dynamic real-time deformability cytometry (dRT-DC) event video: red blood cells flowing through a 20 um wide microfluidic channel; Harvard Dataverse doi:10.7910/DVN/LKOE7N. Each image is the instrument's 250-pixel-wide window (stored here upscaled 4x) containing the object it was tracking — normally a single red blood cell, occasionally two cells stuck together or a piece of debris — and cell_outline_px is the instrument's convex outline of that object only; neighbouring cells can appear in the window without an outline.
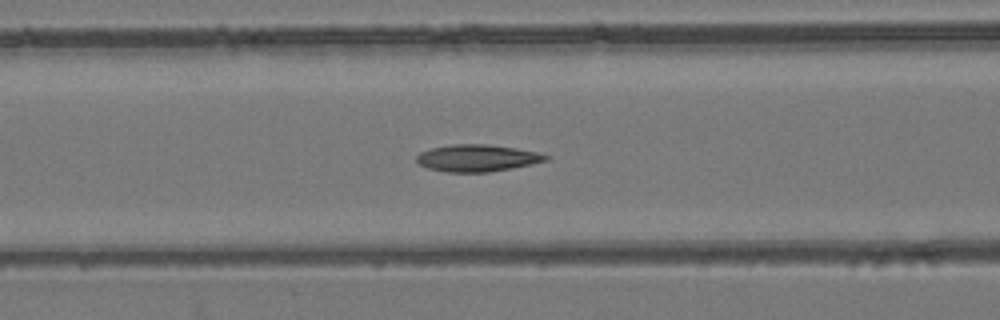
{"species": "common noctule bat (a hibernating species)", "species_latin": "Nyctalus noctula", "temperature_condition": "room temperature", "stored_images_in_passage": 52, "camera_frame_rate_fps": 3000, "um_per_image_px": 0.085, "animal": {"sex": "female", "body_mass_g": 24.6, "forearm_length_mm": 56.2}, "frame": {"image": 1, "passage_image": 21, "time_ms": 6.667, "image_size_px": [1000, 320], "cell_outline_px": [[552, 156], [548, 160], [532, 164], [512, 168], [488, 172], [448, 172], [428, 168], [416, 164], [416, 156], [420, 152], [432, 148], [452, 144], [488, 144], [536, 152]], "centroid_in_image_um": [40.54, 13.44], "position_along_channel_um": 126.1, "area_um2": 20.29}}
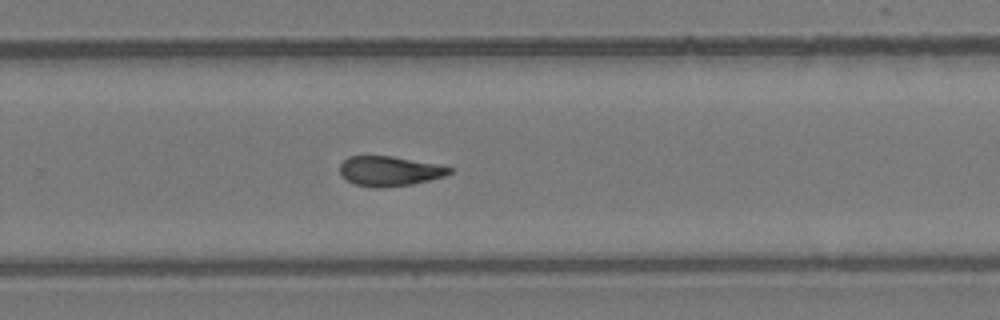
{"frame": {"image": 2, "passage_image": 34, "time_ms": 11.0, "image_size_px": [1000, 320], "cell_outline_px": [[456, 168], [452, 172], [444, 176], [412, 184], [384, 188], [372, 188], [356, 184], [348, 180], [340, 172], [340, 164], [348, 156], [392, 156], [436, 164]], "centroid_in_image_um": [33.13, 14.54], "position_along_channel_um": 296.7, "area_um2": 19.02}}
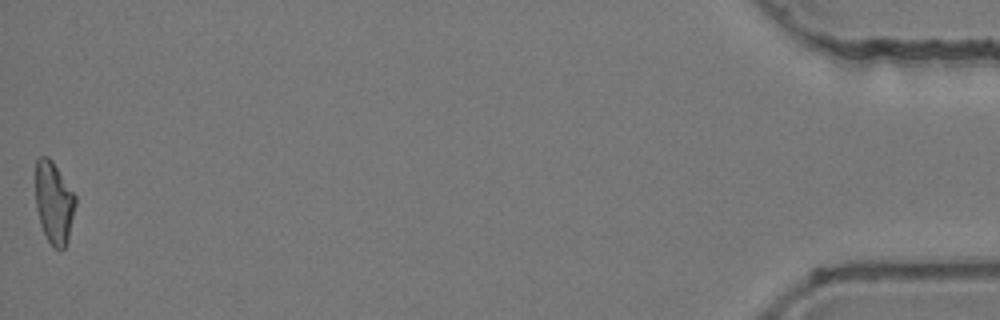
{"frame": {"image": 3, "passage_image": 52, "time_ms": 17.0, "image_size_px": [1000, 320], "cell_outline_px": [[76, 204], [68, 240], [64, 248], [56, 248], [48, 240], [40, 224], [36, 208], [36, 160], [40, 156], [48, 156], [52, 160], [76, 196]], "centroid_in_image_um": [4.59, 17.2], "position_along_channel_um": 430.6, "area_um2": 18.96}, "authors_computed_cell_mechanics": {"area_um2": 19.7676, "velocity_mm_per_s": 3.9437, "shape_relaxation_time_tau1_ms": 10.5994, "shape_relaxation_time_tau2_ms": 2.2237, "deformation_change_tau1": 0.2615, "deformation_change_tau2": 0.0947}}